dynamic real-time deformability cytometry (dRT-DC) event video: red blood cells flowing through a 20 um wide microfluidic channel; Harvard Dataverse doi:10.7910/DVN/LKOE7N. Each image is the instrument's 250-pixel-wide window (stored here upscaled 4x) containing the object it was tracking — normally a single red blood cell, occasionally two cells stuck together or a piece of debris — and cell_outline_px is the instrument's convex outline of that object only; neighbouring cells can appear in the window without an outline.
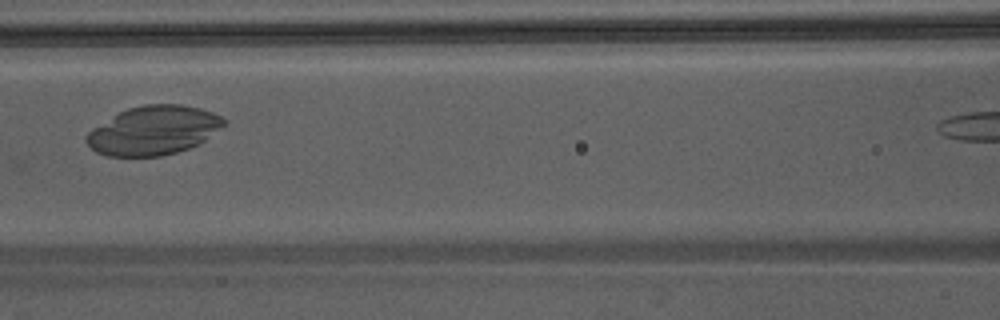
{"species": "Egyptian fruit bat (a non-hibernating species)", "species_latin": "Rousettus aegyptiacus", "temperature_condition": "warm", "stored_images_in_passage": 28, "camera_frame_rate_fps": 3000, "um_per_image_px": 0.085, "animal": {"sex": "male"}, "frame": {"image": 1, "passage_image": 9, "time_ms": 2.667, "image_size_px": [1000, 320], "cell_outline_px": [[224, 124], [200, 144], [176, 152], [160, 156], [108, 156], [96, 152], [84, 140], [84, 136], [92, 128], [120, 112], [128, 108], [144, 104], [180, 104], [200, 108], [212, 112], [220, 116], [224, 120]], "centroid_in_image_um": [13.02, 11.08], "position_along_channel_um": 153.6, "area_um2": 38.9}}
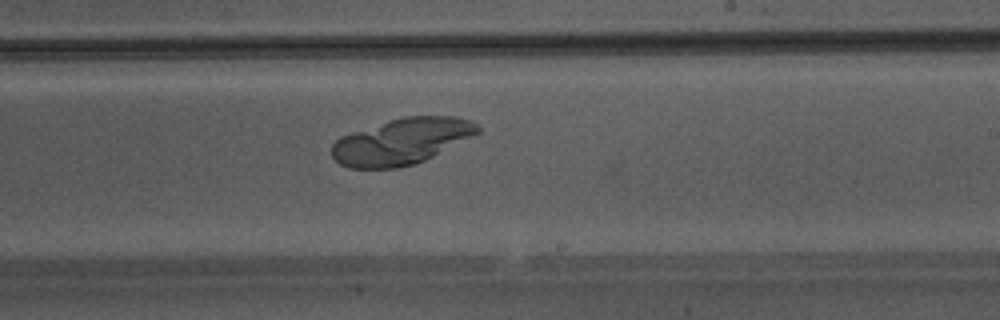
{"frame": {"image": 2, "passage_image": 16, "time_ms": 5.0, "image_size_px": [1000, 320], "cell_outline_px": [[480, 132], [424, 160], [412, 164], [396, 168], [348, 168], [340, 164], [332, 156], [332, 144], [340, 136], [388, 120], [404, 116], [456, 116], [472, 120], [480, 128]], "centroid_in_image_um": [34.12, 12.0], "position_along_channel_um": 254.9, "area_um2": 38.9}}
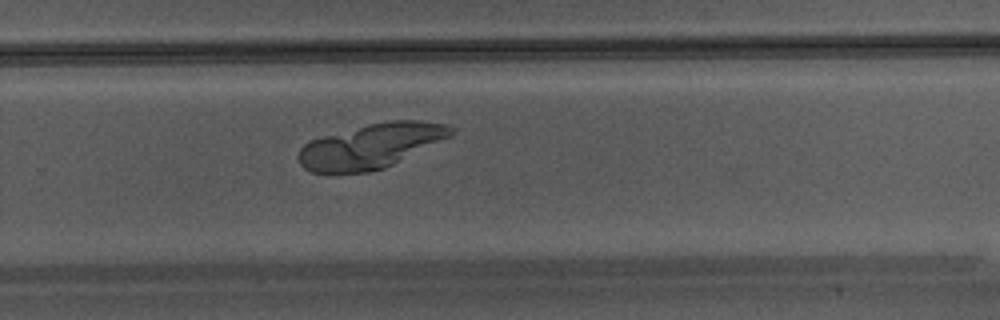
{"frame": {"image": 3, "passage_image": 19, "time_ms": 6.0, "image_size_px": [1000, 320], "cell_outline_px": [[456, 132], [452, 136], [384, 168], [368, 172], [312, 172], [304, 168], [300, 164], [296, 156], [300, 148], [304, 144], [312, 140], [324, 136], [368, 124], [392, 120], [420, 120], [448, 124], [456, 128]], "centroid_in_image_um": [31.58, 12.39], "position_along_channel_um": 298.2, "area_um2": 39.54}}